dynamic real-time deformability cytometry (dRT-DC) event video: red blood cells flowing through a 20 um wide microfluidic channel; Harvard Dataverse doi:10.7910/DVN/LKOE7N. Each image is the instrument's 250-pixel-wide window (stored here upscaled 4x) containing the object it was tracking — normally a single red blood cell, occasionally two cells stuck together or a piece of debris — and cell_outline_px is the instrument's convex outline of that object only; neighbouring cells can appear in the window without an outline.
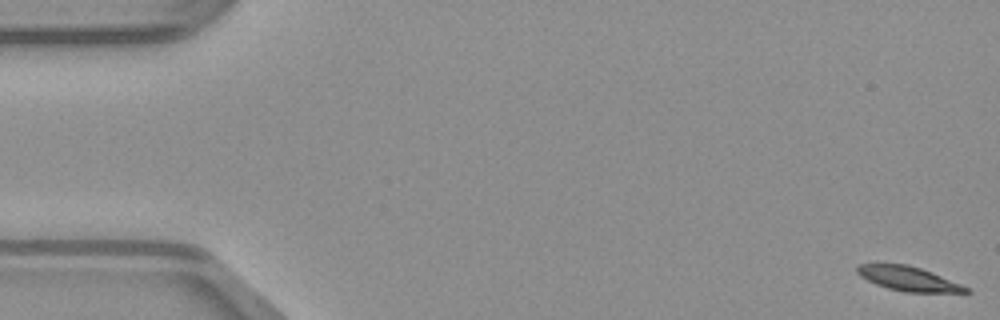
{"species": "common noctule bat (a hibernating species)", "species_latin": "Nyctalus noctula", "temperature_condition": "warm", "stored_images_in_passage": 51, "camera_frame_rate_fps": 3000, "um_per_image_px": 0.085, "animal": {"sex": "male", "body_mass_g": 23.1, "forearm_length_mm": 52.7}, "frame": {"image": 1, "passage_image": 1, "time_ms": 0.0, "image_size_px": [1000, 320], "cell_outline_px": [[972, 292], [904, 292], [888, 288], [876, 284], [860, 276], [856, 272], [856, 264], [908, 264], [932, 272], [960, 284], [968, 288]], "centroid_in_image_um": [77.17, 23.68], "position_along_channel_um": 7.8, "area_um2": 15.26}}
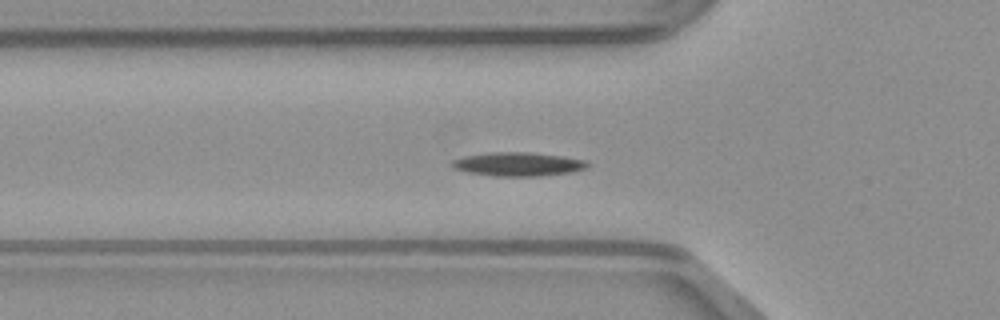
{"frame": {"image": 2, "passage_image": 17, "time_ms": 5.333, "image_size_px": [1000, 320], "cell_outline_px": [[588, 168], [572, 172], [540, 176], [496, 176], [468, 172], [452, 168], [448, 164], [452, 160], [464, 156], [488, 152], [528, 152], [564, 156], [588, 160]], "centroid_in_image_um": [44.03, 13.95], "position_along_channel_um": 81.8, "area_um2": 19.02}}
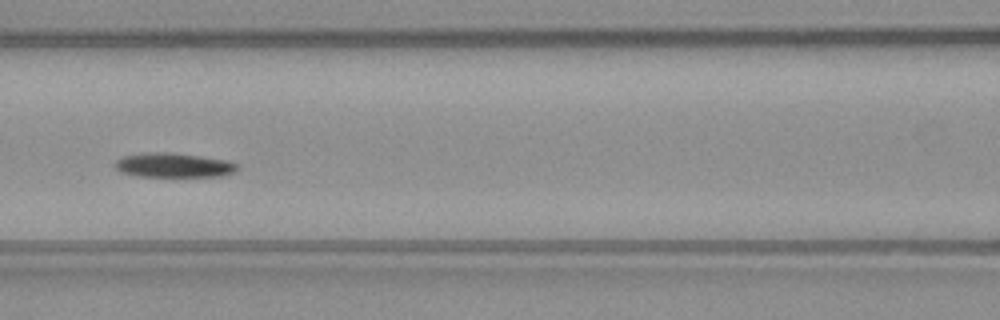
{"frame": {"image": 3, "passage_image": 22, "time_ms": 7.0, "image_size_px": [1000, 320], "cell_outline_px": [[240, 168], [236, 172], [224, 176], [136, 176], [120, 172], [112, 164], [116, 160], [124, 156], [148, 152], [164, 152], [228, 160], [240, 164]], "centroid_in_image_um": [14.79, 14.05], "position_along_channel_um": 151.8, "area_um2": 17.46}}